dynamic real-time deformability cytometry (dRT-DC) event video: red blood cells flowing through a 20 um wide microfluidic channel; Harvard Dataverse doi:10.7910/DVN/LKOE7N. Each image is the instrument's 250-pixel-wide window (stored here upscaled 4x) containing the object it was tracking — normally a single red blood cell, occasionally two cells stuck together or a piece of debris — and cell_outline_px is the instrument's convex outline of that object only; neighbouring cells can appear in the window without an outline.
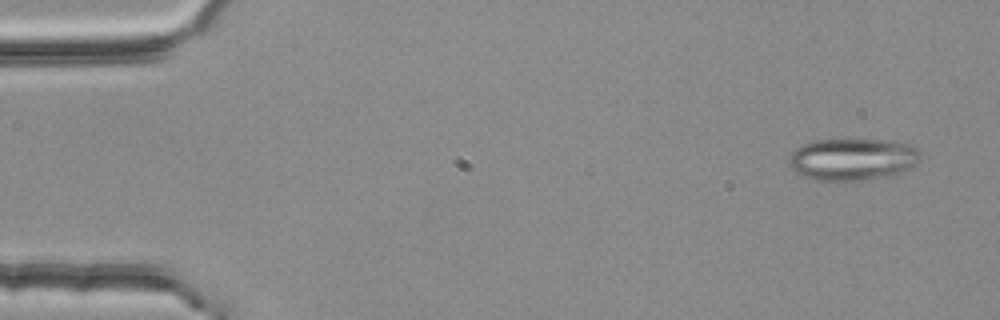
{"species": "common noctule bat (a hibernating species)", "species_latin": "Nyctalus noctula", "temperature_condition": "room temperature", "stored_images_in_passage": 3, "camera_frame_rate_fps": 3000, "um_per_image_px": 0.085, "animal": {"sex": "female", "body_mass_g": 25.1}, "frame": {"image": 1, "passage_image": 1, "time_ms": 0.0, "image_size_px": [1000, 320], "cell_outline_px": [[920, 160], [916, 164], [892, 176], [860, 180], [812, 180], [800, 176], [788, 164], [788, 156], [800, 144], [816, 140], [884, 140], [908, 144], [920, 148]], "centroid_in_image_um": [72.44, 13.54], "position_along_channel_um": 12.6, "area_um2": 32.43}}